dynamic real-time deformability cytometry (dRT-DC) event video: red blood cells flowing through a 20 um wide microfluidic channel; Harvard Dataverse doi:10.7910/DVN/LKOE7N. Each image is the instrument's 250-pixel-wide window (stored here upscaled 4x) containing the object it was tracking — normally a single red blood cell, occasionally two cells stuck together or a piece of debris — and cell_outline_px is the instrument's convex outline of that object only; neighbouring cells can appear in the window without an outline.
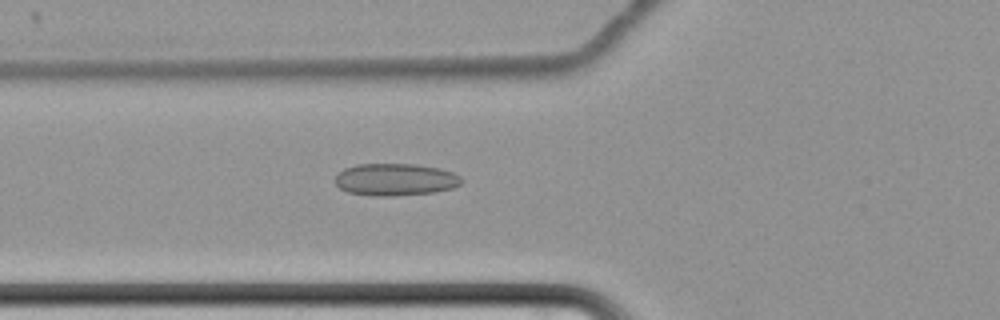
{"species": "common noctule bat (a hibernating species)", "species_latin": "Nyctalus noctula", "temperature_condition": "cold", "stored_images_in_passage": 62, "camera_frame_rate_fps": 3000, "um_per_image_px": 0.085, "animal": {"sex": "female", "body_mass_g": 22.7, "forearm_length_mm": 54.2}, "frame": {"image": 1, "passage_image": 27, "time_ms": 8.667, "image_size_px": [1000, 320], "cell_outline_px": [[464, 180], [460, 184], [452, 188], [436, 192], [396, 196], [376, 196], [348, 192], [340, 188], [332, 180], [344, 168], [356, 164], [416, 164], [440, 168], [452, 172], [460, 176]], "centroid_in_image_um": [33.61, 15.26], "position_along_channel_um": 92.2, "area_um2": 23.93}}
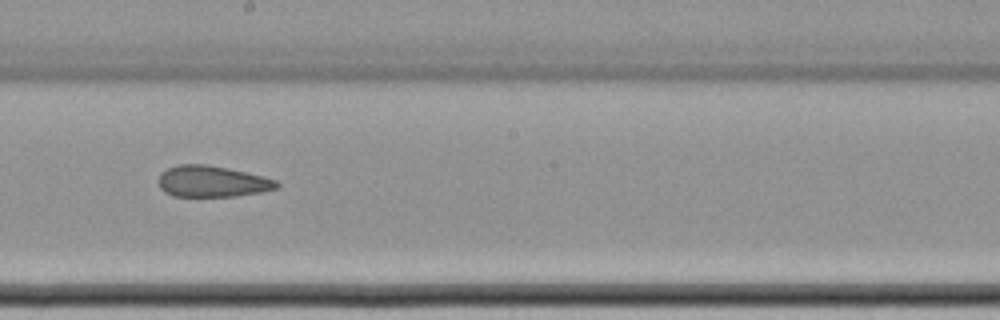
{"frame": {"image": 2, "passage_image": 39, "time_ms": 12.667, "image_size_px": [1000, 320], "cell_outline_px": [[280, 184], [276, 188], [260, 192], [236, 196], [172, 196], [164, 192], [160, 188], [156, 180], [160, 172], [168, 168], [180, 164], [208, 164], [248, 172], [276, 180]], "centroid_in_image_um": [17.98, 15.41], "position_along_channel_um": 230.2, "area_um2": 21.73}}
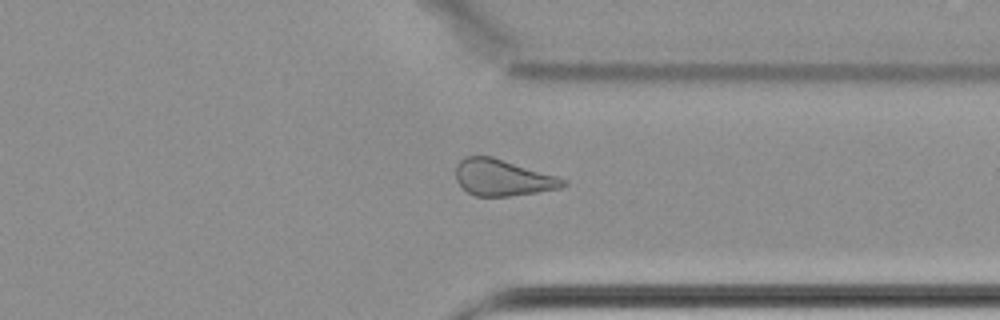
{"frame": {"image": 3, "passage_image": 51, "time_ms": 16.667, "image_size_px": [1000, 320], "cell_outline_px": [[568, 184], [560, 188], [536, 192], [508, 196], [476, 196], [468, 192], [456, 180], [456, 164], [464, 156], [492, 156], [556, 176], [568, 180]], "centroid_in_image_um": [42.72, 15.09], "position_along_channel_um": 368.7, "area_um2": 22.6}}